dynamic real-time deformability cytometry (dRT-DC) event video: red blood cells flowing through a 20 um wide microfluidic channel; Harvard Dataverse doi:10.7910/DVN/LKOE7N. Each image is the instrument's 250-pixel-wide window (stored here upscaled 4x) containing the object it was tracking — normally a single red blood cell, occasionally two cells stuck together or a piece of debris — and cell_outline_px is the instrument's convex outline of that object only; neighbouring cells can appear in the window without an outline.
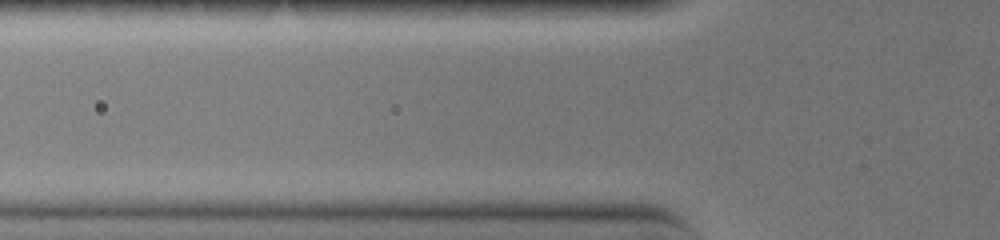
{"species": "common noctule bat (a hibernating species)", "species_latin": "Nyctalus noctula", "temperature_condition": "warm", "stored_images_in_passage": 4, "camera_frame_rate_fps": 3000, "um_per_image_px": 0.085, "animal": {"sex": "female", "body_mass_g": 19.0, "forearm_length_mm": 51.5}, "frame": {"image": 1, "passage_image": 2, "time_ms": 0.333, "image_size_px": [1000, 240], "cell_outline_px": [[624, 160], [620, 164], [612, 168], [480, 168], [472, 164], [492, 156], [600, 156]], "centroid_in_image_um": [46.61, 13.78], "position_along_channel_um": 79.2, "area_um2": 11.85}}